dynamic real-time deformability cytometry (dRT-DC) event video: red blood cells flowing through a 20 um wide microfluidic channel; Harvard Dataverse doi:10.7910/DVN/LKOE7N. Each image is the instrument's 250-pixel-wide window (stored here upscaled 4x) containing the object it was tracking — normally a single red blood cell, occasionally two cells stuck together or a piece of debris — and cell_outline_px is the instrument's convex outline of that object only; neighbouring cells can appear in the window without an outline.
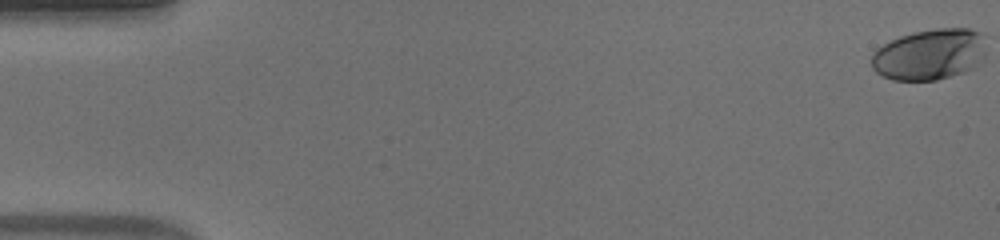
{"species": "human", "species_latin": "Homo sapiens", "temperature_condition": "warm", "stored_images_in_passage": 54, "camera_frame_rate_fps": 3000, "um_per_image_px": 0.085, "donor": {"sex": "male"}, "frame": {"image": 1, "passage_image": 1, "time_ms": 0.0, "image_size_px": [1000, 240], "cell_outline_px": [[984, 56], [972, 68], [964, 72], [936, 80], [892, 80], [876, 72], [872, 68], [872, 52], [876, 48], [900, 36], [912, 32], [936, 28], [968, 28], [984, 32]], "centroid_in_image_um": [79.01, 4.61], "position_along_channel_um": 6.0, "area_um2": 34.22}}
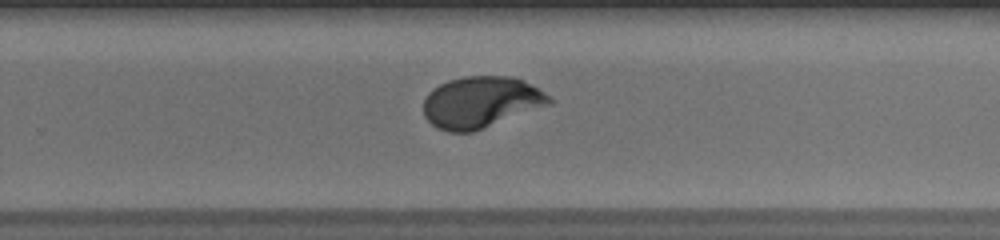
{"frame": {"image": 2, "passage_image": 36, "time_ms": 11.667, "image_size_px": [1000, 240], "cell_outline_px": [[552, 104], [472, 132], [448, 132], [436, 128], [424, 116], [424, 100], [428, 92], [432, 88], [448, 80], [464, 76], [512, 76], [544, 92], [552, 100]], "centroid_in_image_um": [40.84, 8.69], "position_along_channel_um": 289.0, "area_um2": 37.51}}
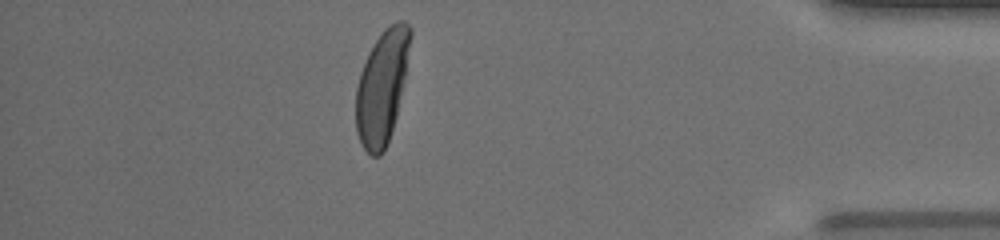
{"frame": {"image": 3, "passage_image": 48, "time_ms": 15.667, "image_size_px": [1000, 240], "cell_outline_px": [[412, 36], [404, 80], [396, 116], [384, 152], [380, 156], [372, 156], [364, 148], [356, 132], [356, 88], [360, 72], [368, 52], [384, 28], [396, 20], [404, 20], [412, 28]], "centroid_in_image_um": [32.47, 7.34], "position_along_channel_um": 402.7, "area_um2": 35.84}, "authors_computed_cell_mechanics": {"area_um2": 36.6163, "velocity_mm_per_s": 3.8709, "shape_relaxation_time_tau1_ms": 4.0719, "shape_relaxation_time_tau2_ms": null, "deformation_change_tau1": 0.2008, "deformation_change_tau2": null}}